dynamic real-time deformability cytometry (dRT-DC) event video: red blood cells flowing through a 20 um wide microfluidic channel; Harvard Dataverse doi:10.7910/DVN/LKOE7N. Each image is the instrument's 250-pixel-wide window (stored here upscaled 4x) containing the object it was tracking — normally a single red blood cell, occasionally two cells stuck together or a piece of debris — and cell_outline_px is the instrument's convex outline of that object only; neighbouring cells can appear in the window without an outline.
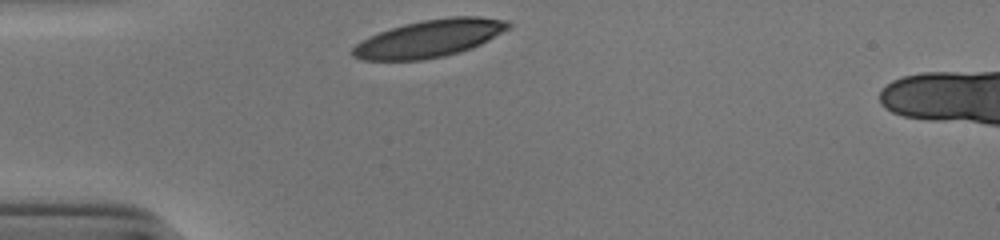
{"species": "human", "species_latin": "Homo sapiens", "temperature_condition": "cold", "stored_images_in_passage": 28, "camera_frame_rate_fps": 3000, "um_per_image_px": 0.085, "donor": {"sex": "male"}, "frame": {"image": 1, "passage_image": 1, "time_ms": 0.0, "image_size_px": [1000, 240], "cell_outline_px": [[512, 28], [472, 48], [460, 52], [444, 56], [424, 60], [360, 60], [352, 56], [352, 48], [360, 40], [368, 36], [404, 24], [424, 20], [452, 16], [480, 16], [508, 20], [512, 24]], "centroid_in_image_um": [36.53, 3.27], "position_along_channel_um": 48.5, "area_um2": 34.16}}
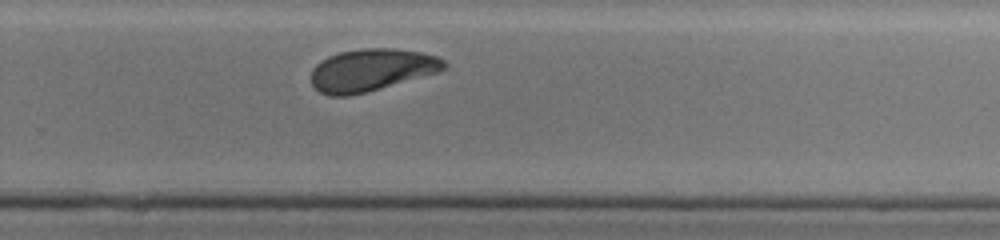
{"frame": {"image": 2, "passage_image": 22, "time_ms": 7.0, "image_size_px": [1000, 240], "cell_outline_px": [[448, 64], [444, 68], [436, 72], [364, 92], [348, 96], [328, 96], [320, 92], [312, 84], [312, 68], [320, 60], [328, 56], [340, 52], [360, 48], [392, 48], [420, 52], [436, 56], [444, 60]], "centroid_in_image_um": [31.52, 5.93], "position_along_channel_um": 298.3, "area_um2": 32.31}}
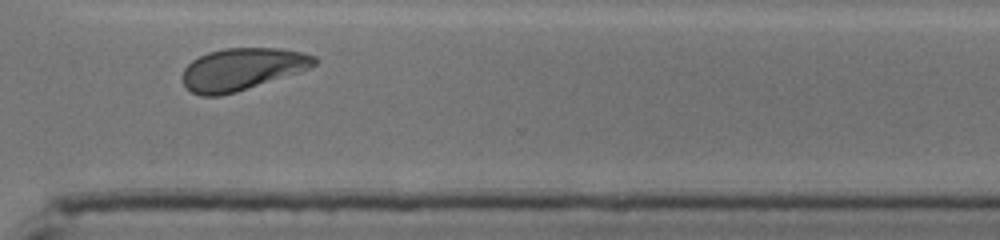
{"frame": {"image": 3, "passage_image": 26, "time_ms": 8.333, "image_size_px": [1000, 240], "cell_outline_px": [[320, 60], [316, 64], [300, 72], [236, 92], [220, 96], [200, 96], [192, 92], [180, 80], [180, 76], [184, 68], [192, 60], [208, 52], [224, 48], [276, 48], [304, 52], [316, 56]], "centroid_in_image_um": [20.57, 5.88], "position_along_channel_um": 350.0, "area_um2": 32.66}, "authors_computed_cell_mechanics": {"area_um2": 33.9864, "velocity_mm_per_s": 3.8393, "shape_relaxation_time_tau1_ms": 2.951, "shape_relaxation_time_tau2_ms": 2.6771, "deformation_change_tau1": 0.149, "deformation_change_tau2": 0.0931}}